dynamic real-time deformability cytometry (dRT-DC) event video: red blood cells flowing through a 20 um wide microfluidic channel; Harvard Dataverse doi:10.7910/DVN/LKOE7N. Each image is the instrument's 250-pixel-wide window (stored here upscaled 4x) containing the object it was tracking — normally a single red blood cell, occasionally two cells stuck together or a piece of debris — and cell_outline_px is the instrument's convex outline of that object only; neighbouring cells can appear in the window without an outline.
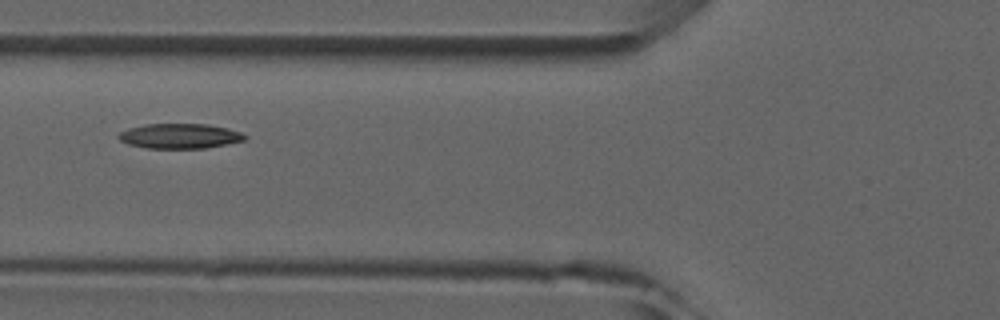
{"species": "common noctule bat (a hibernating species)", "species_latin": "Nyctalus noctula", "temperature_condition": "room temperature", "stored_images_in_passage": 7, "camera_frame_rate_fps": 3000, "um_per_image_px": 0.085, "animal": {"sex": "male", "forearm_length_mm": 52.5}, "frame": {"image": 1, "passage_image": 6, "time_ms": 5.667, "image_size_px": [1000, 320], "cell_outline_px": [[248, 136], [244, 140], [204, 148], [144, 148], [128, 144], [120, 140], [116, 136], [120, 132], [128, 128], [144, 124], [208, 124], [228, 128], [240, 132]], "centroid_in_image_um": [15.24, 11.55], "position_along_channel_um": 110.6, "area_um2": 18.32}}
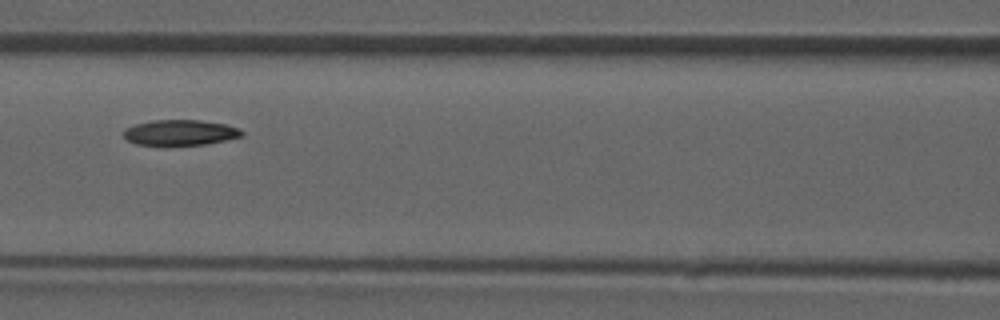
{"frame": {"image": 2, "passage_image": 7, "time_ms": 6.667, "image_size_px": [1000, 320], "cell_outline_px": [[244, 136], [208, 144], [136, 144], [128, 140], [124, 136], [124, 128], [136, 124], [152, 120], [200, 120], [224, 124], [240, 128], [244, 132]], "centroid_in_image_um": [15.36, 11.25], "position_along_channel_um": 151.2, "area_um2": 17.4}}